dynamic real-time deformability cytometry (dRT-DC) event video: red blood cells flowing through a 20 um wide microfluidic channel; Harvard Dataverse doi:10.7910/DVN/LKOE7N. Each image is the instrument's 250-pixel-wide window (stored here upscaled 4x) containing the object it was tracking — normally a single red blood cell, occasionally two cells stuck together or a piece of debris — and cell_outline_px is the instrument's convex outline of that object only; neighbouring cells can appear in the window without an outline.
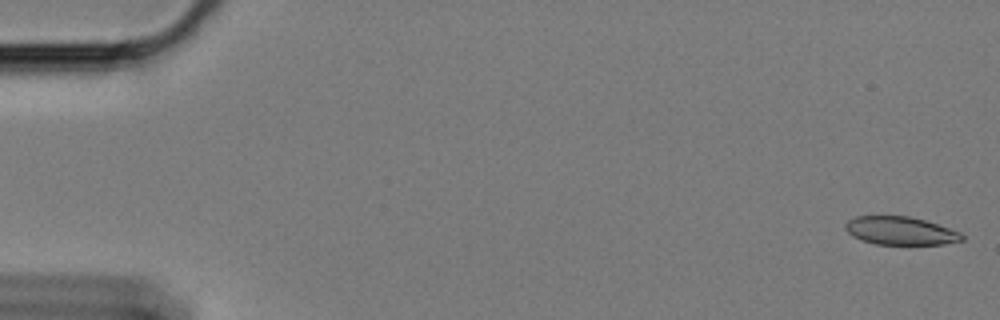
{"species": "Egyptian fruit bat (a non-hibernating species)", "species_latin": "Rousettus aegyptiacus", "temperature_condition": "cold", "stored_images_in_passage": 18, "camera_frame_rate_fps": 3000, "um_per_image_px": 0.085, "animal": {"sex": "female"}, "frame": {"image": 1, "passage_image": 1, "time_ms": 0.0, "image_size_px": [1000, 320], "cell_outline_px": [[964, 240], [944, 244], [876, 244], [860, 240], [852, 236], [844, 228], [844, 224], [848, 220], [856, 216], [908, 216], [924, 220], [960, 232], [964, 236]], "centroid_in_image_um": [76.5, 19.62], "position_along_channel_um": 8.5, "area_um2": 19.07}}